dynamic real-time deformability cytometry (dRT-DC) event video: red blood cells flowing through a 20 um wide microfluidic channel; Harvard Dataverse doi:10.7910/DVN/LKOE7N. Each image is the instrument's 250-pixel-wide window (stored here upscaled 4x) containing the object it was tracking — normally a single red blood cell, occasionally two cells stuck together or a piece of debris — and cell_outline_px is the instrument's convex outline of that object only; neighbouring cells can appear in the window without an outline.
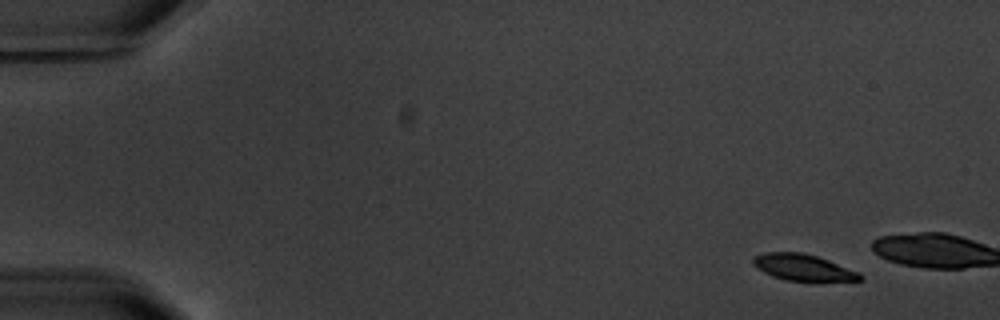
{"species": "common noctule bat (a hibernating species)", "species_latin": "Nyctalus noctula", "temperature_condition": "warm", "stored_images_in_passage": 4, "camera_frame_rate_fps": 3000, "um_per_image_px": 0.085, "animal": {"sex": "male", "body_mass_g": 20.1, "forearm_length_mm": 53.5}, "frame": {"image": 1, "passage_image": 1, "time_ms": 0.0, "image_size_px": [1000, 320], "cell_outline_px": [[864, 280], [784, 280], [772, 276], [756, 268], [752, 264], [752, 256], [764, 252], [804, 252], [828, 260], [860, 272], [864, 276]], "centroid_in_image_um": [68.22, 22.71], "position_along_channel_um": 16.8, "area_um2": 16.42}}